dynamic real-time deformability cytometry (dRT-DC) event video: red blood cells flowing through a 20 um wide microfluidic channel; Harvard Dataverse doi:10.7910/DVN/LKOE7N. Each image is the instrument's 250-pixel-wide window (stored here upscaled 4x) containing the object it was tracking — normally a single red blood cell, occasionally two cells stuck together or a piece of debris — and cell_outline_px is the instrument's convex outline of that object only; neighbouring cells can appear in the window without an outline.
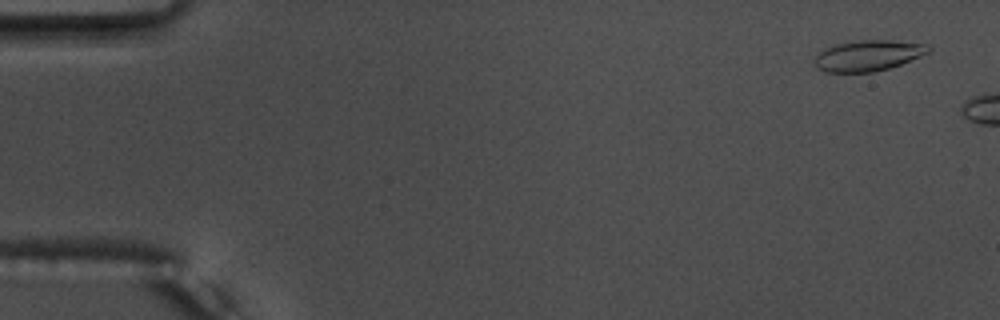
{"species": "common noctule bat (a hibernating species)", "species_latin": "Nyctalus noctula", "temperature_condition": "warm", "stored_images_in_passage": 8, "camera_frame_rate_fps": 3000, "um_per_image_px": 0.085, "animal": {"sex": "male", "body_mass_g": 17.5, "forearm_length_mm": 52.3}, "frame": {"image": 1, "passage_image": 3, "time_ms": 0.667, "image_size_px": [1000, 320], "cell_outline_px": [[932, 48], [928, 52], [920, 56], [900, 64], [888, 68], [872, 72], [824, 72], [816, 68], [812, 64], [812, 60], [824, 48], [836, 44], [860, 40], [892, 40], [928, 44]], "centroid_in_image_um": [73.74, 4.72], "position_along_channel_um": 11.3, "area_um2": 20.52}}